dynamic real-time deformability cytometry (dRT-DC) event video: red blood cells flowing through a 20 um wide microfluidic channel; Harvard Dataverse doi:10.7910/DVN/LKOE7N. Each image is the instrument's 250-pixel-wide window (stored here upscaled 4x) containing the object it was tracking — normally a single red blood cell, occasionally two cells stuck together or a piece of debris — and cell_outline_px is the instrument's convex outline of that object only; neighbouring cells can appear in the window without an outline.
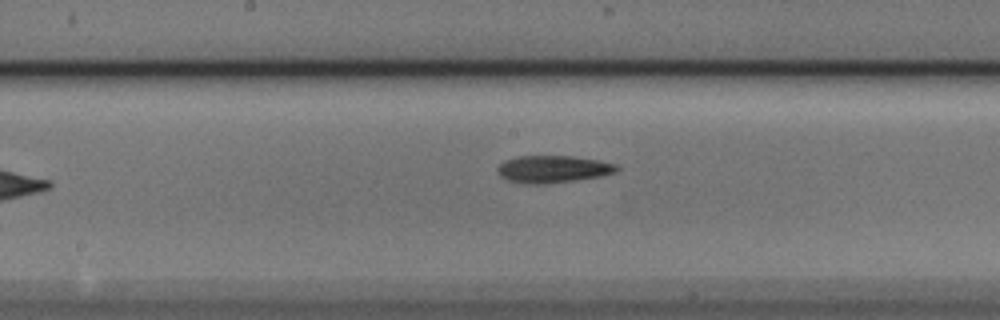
{"species": "Egyptian fruit bat (a non-hibernating species)", "species_latin": "Rousettus aegyptiacus", "temperature_condition": "cold", "stored_images_in_passage": 10, "camera_frame_rate_fps": 3000, "um_per_image_px": 0.085, "animal": {"sex": "male"}, "frame": {"image": 1, "passage_image": 9, "time_ms": 2.667, "image_size_px": [1000, 320], "cell_outline_px": [[620, 168], [616, 172], [600, 176], [544, 184], [528, 184], [508, 180], [500, 176], [496, 172], [496, 168], [504, 160], [516, 156], [572, 156], [596, 160], [616, 164]], "centroid_in_image_um": [46.95, 14.37], "position_along_channel_um": 201.2, "area_um2": 18.84}}
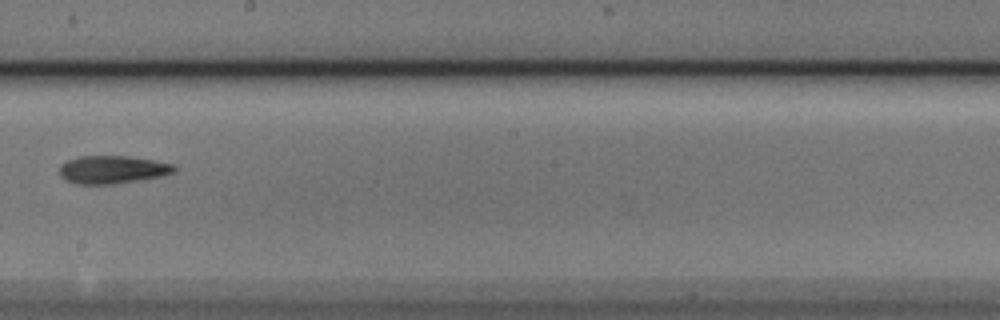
{"frame": {"image": 2, "passage_image": 10, "time_ms": 3.0, "image_size_px": [1000, 320], "cell_outline_px": [[176, 168], [172, 172], [160, 176], [116, 184], [76, 184], [64, 180], [60, 176], [60, 164], [68, 160], [80, 156], [128, 156], [156, 160], [176, 164]], "centroid_in_image_um": [9.54, 14.41], "position_along_channel_um": 238.7, "area_um2": 18.79}}